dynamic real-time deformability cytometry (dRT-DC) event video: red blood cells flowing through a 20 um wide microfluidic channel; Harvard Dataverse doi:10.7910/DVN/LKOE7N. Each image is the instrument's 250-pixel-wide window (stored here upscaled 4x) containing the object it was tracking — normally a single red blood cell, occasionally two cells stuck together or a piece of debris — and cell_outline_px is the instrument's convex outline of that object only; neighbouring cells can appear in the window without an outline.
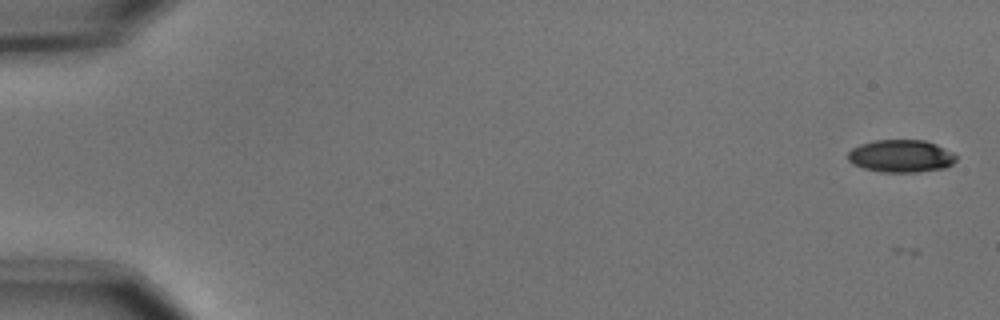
{"species": "common noctule bat (a hibernating species)", "species_latin": "Nyctalus noctula", "temperature_condition": "cold", "stored_images_in_passage": 9, "camera_frame_rate_fps": 3000, "um_per_image_px": 0.085, "animal": {"sex": "male", "body_mass_g": 15.6}, "frame": {"image": 1, "passage_image": 1, "time_ms": 0.0, "image_size_px": [1000, 320], "cell_outline_px": [[956, 160], [952, 164], [944, 168], [916, 172], [880, 172], [864, 168], [852, 164], [848, 160], [848, 152], [852, 148], [860, 144], [876, 140], [924, 140], [936, 144], [952, 152], [956, 156]], "centroid_in_image_um": [76.57, 13.26], "position_along_channel_um": 8.4, "area_um2": 20.52}}
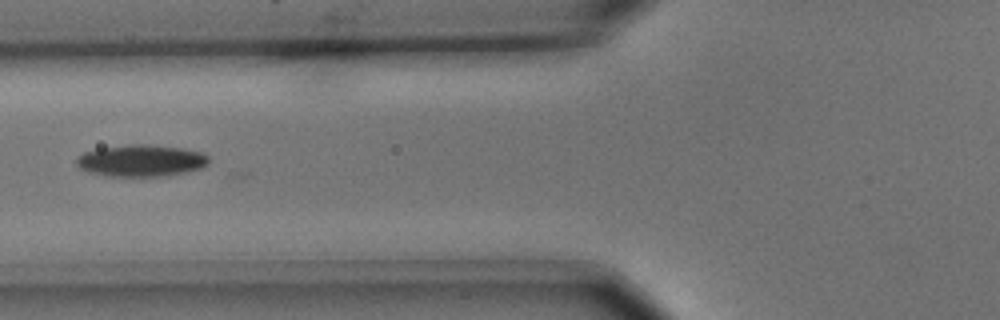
{"frame": {"image": 2, "passage_image": 7, "time_ms": 2.0, "image_size_px": [1000, 320], "cell_outline_px": [[208, 164], [200, 168], [184, 172], [164, 176], [108, 176], [88, 172], [80, 168], [76, 164], [76, 156], [84, 152], [100, 148], [132, 144], [148, 144], [184, 148], [204, 152], [208, 156]], "centroid_in_image_um": [11.99, 13.64], "position_along_channel_um": 113.8, "area_um2": 24.62}}
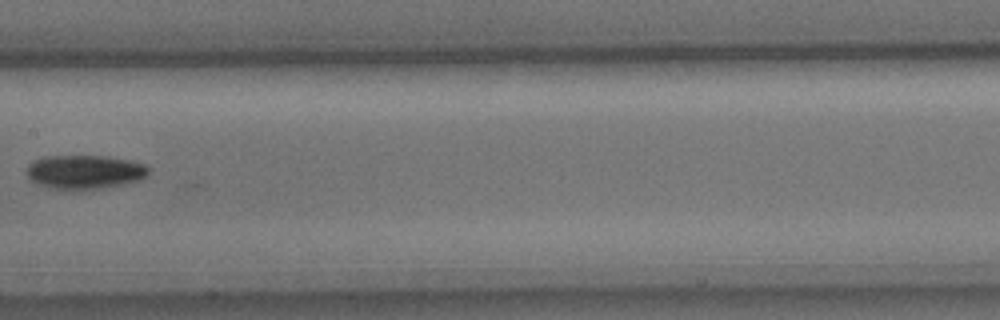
{"frame": {"image": 3, "passage_image": 9, "time_ms": 2.667, "image_size_px": [1000, 320], "cell_outline_px": [[148, 172], [140, 180], [100, 188], [48, 188], [28, 180], [28, 164], [32, 160], [44, 156], [108, 156], [128, 160], [144, 164], [148, 168]], "centroid_in_image_um": [7.14, 14.59], "position_along_channel_um": 200.3, "area_um2": 23.7}}